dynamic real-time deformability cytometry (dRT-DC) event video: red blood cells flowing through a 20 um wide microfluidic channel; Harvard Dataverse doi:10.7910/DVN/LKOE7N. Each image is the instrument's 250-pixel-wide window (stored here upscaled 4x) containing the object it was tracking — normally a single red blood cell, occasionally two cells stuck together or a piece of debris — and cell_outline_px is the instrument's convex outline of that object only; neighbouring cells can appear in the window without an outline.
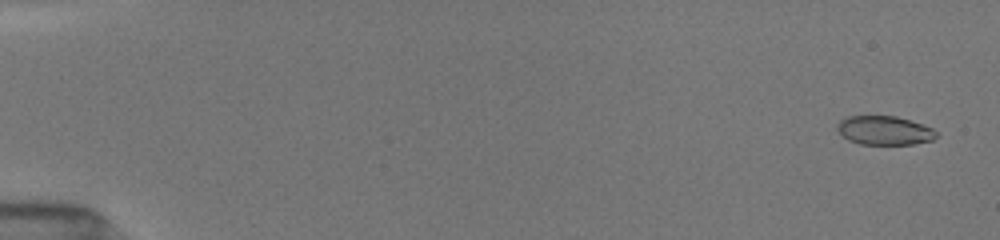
{"species": "common noctule bat (a hibernating species)", "species_latin": "Nyctalus noctula", "temperature_condition": "room temperature", "stored_images_in_passage": 91, "camera_frame_rate_fps": 3000, "um_per_image_px": 0.085, "animal": {"sex": "female", "body_mass_g": 19.5, "forearm_length_mm": 54.1}, "frame": {"image": 1, "passage_image": 2, "time_ms": 0.333, "image_size_px": [1000, 240], "cell_outline_px": [[936, 136], [932, 140], [912, 144], [860, 144], [848, 140], [836, 128], [836, 124], [840, 120], [848, 116], [896, 116], [932, 128], [936, 132]], "centroid_in_image_um": [75.14, 11.08], "position_along_channel_um": 9.9, "area_um2": 16.47}}
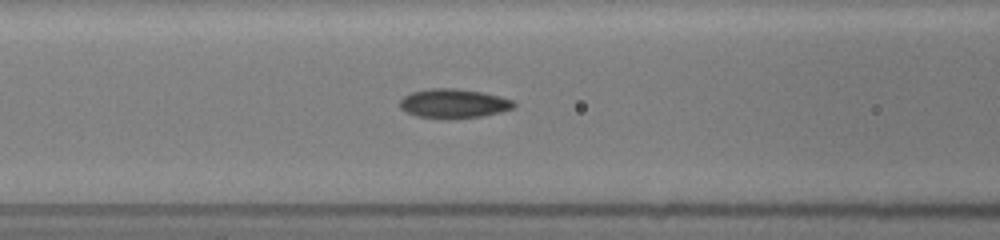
{"frame": {"image": 2, "passage_image": 41, "time_ms": 7.333, "image_size_px": [1000, 240], "cell_outline_px": [[516, 104], [512, 108], [500, 112], [480, 116], [456, 120], [444, 120], [416, 116], [404, 112], [400, 108], [400, 100], [404, 96], [412, 92], [428, 88], [452, 88], [480, 92], [500, 96], [512, 100]], "centroid_in_image_um": [38.5, 8.82], "position_along_channel_um": 128.1, "area_um2": 19.71}}
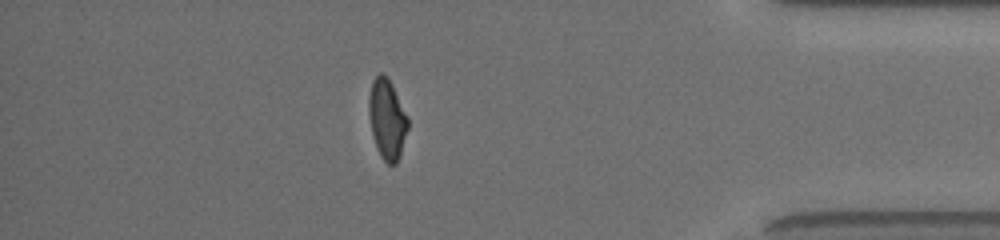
{"frame": {"image": 3, "passage_image": 81, "time_ms": 15.0, "image_size_px": [1000, 240], "cell_outline_px": [[408, 128], [400, 156], [396, 164], [388, 164], [380, 156], [376, 148], [372, 132], [368, 112], [368, 96], [372, 80], [380, 72], [388, 76], [408, 116]], "centroid_in_image_um": [32.9, 10.1], "position_along_channel_um": 402.3, "area_um2": 18.44}, "authors_computed_cell_mechanics": {"area_um2": 18.496, "velocity_mm_per_s": 3.992, "shape_relaxation_time_tau1_ms": 7.5362, "shape_relaxation_time_tau2_ms": 1.4618, "deformation_change_tau1": 0.2047, "deformation_change_tau2": 0.0511}}